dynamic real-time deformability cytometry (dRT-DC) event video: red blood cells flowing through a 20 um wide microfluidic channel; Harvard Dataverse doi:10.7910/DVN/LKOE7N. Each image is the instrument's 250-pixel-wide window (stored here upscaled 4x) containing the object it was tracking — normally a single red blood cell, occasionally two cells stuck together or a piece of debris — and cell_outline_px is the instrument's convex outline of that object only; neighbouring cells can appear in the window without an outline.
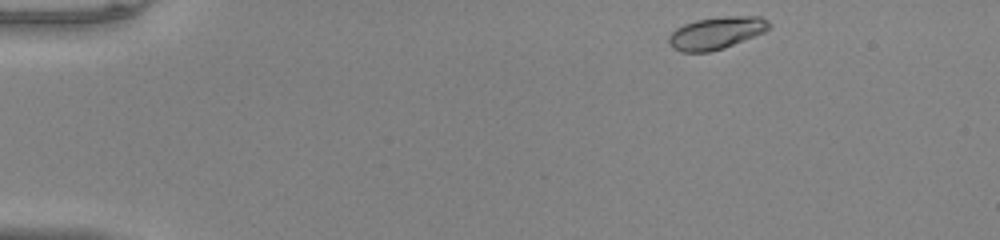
{"species": "common noctule bat (a hibernating species)", "species_latin": "Nyctalus noctula", "temperature_condition": "warm", "stored_images_in_passage": 45, "camera_frame_rate_fps": 3000, "um_per_image_px": 0.085, "animal": {"sex": "male", "body_mass_g": 20.0, "forearm_length_mm": 53.3}, "frame": {"image": 1, "passage_image": 1, "time_ms": 0.0, "image_size_px": [1000, 240], "cell_outline_px": [[772, 24], [764, 32], [724, 48], [708, 52], [680, 52], [672, 48], [668, 44], [668, 36], [676, 28], [684, 24], [696, 20], [724, 16], [760, 16], [768, 20]], "centroid_in_image_um": [60.86, 2.8], "position_along_channel_um": 24.1, "area_um2": 18.96}}
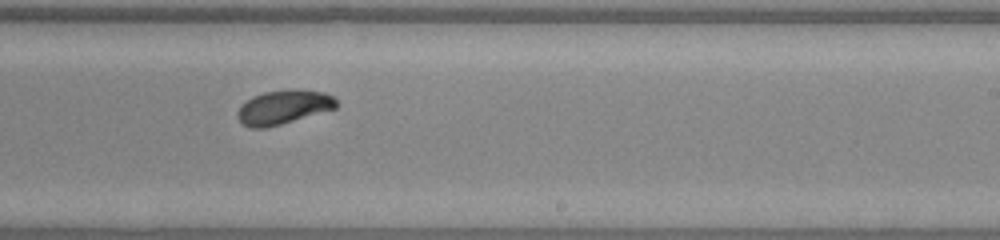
{"frame": {"image": 2, "passage_image": 26, "time_ms": 8.333, "image_size_px": [1000, 240], "cell_outline_px": [[336, 108], [280, 124], [264, 128], [248, 128], [236, 116], [236, 112], [252, 96], [264, 92], [292, 88], [324, 92], [332, 96], [336, 100]], "centroid_in_image_um": [24.08, 9.09], "position_along_channel_um": 264.9, "area_um2": 19.42}}
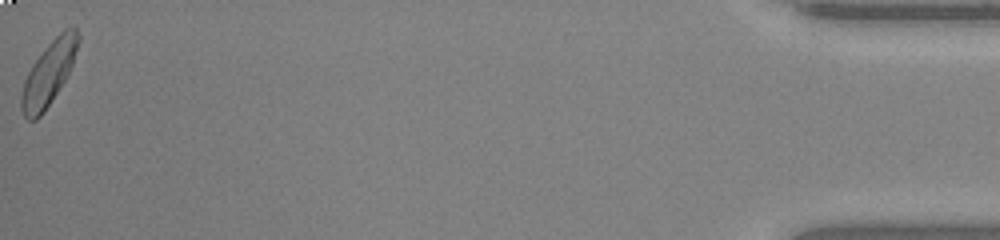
{"frame": {"image": 3, "passage_image": 45, "time_ms": 14.667, "image_size_px": [1000, 240], "cell_outline_px": [[80, 40], [72, 64], [64, 80], [44, 112], [36, 120], [28, 120], [24, 116], [20, 108], [20, 96], [24, 80], [32, 64], [44, 48], [64, 28], [76, 28], [80, 36]], "centroid_in_image_um": [4.11, 6.23], "position_along_channel_um": 431.1, "area_um2": 20.92}, "authors_computed_cell_mechanics": {"area_um2": 19.5364, "velocity_mm_per_s": 4.0537, "shape_relaxation_time_tau1_ms": 2.5, "shape_relaxation_time_tau2_ms": null, "deformation_change_tau1": 0.1286, "deformation_change_tau2": null}}